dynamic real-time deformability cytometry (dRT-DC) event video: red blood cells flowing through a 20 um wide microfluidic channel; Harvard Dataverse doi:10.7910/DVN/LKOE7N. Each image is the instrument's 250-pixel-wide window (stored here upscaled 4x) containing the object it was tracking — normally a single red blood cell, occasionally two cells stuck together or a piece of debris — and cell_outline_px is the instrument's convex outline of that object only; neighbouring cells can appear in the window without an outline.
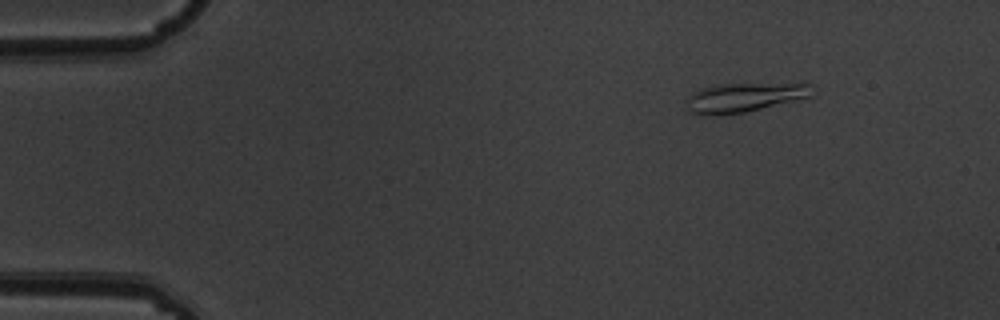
{"species": "common noctule bat (a hibernating species)", "species_latin": "Nyctalus noctula", "temperature_condition": "warm", "stored_images_in_passage": 4, "camera_frame_rate_fps": 3000, "um_per_image_px": 0.085, "animal": {"sex": "male", "body_mass_g": 19.5, "forearm_length_mm": 54.6}, "frame": {"image": 1, "passage_image": 1, "time_ms": 0.0, "image_size_px": [1000, 320], "cell_outline_px": [[812, 96], [744, 112], [716, 116], [708, 116], [692, 112], [688, 108], [688, 96], [692, 92], [700, 88], [720, 84], [800, 80], [812, 84]], "centroid_in_image_um": [63.39, 8.21], "position_along_channel_um": 21.6, "area_um2": 22.37}}
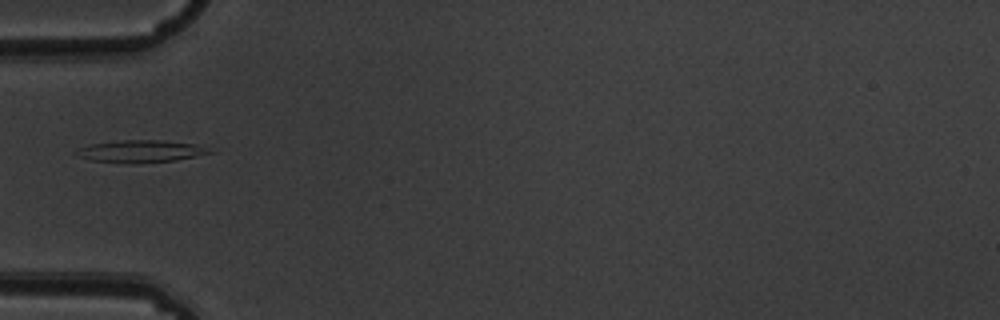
{"frame": {"image": 2, "passage_image": 4, "time_ms": 1.0, "image_size_px": [1000, 320], "cell_outline_px": [[216, 152], [176, 160], [132, 164], [92, 160], [80, 156], [72, 152], [80, 148], [92, 144], [124, 140], [160, 140], [196, 144]], "centroid_in_image_um": [11.98, 12.86], "position_along_channel_um": 73.0, "area_um2": 17.11}}